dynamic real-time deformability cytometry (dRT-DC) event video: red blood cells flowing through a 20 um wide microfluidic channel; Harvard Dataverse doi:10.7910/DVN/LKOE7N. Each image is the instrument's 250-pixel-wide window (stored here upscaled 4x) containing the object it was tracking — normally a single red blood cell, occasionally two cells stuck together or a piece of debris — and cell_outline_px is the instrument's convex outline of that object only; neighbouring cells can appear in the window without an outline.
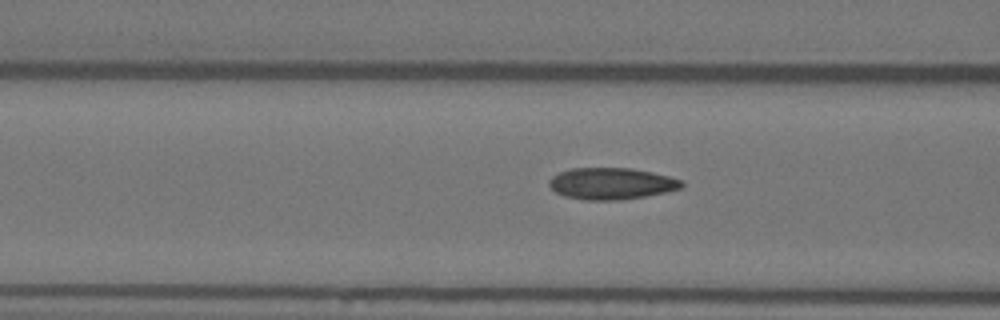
{"species": "Egyptian fruit bat (a non-hibernating species)", "species_latin": "Rousettus aegyptiacus", "temperature_condition": "warm", "stored_images_in_passage": 53, "camera_frame_rate_fps": 3000, "um_per_image_px": 0.085, "animal": {"sex": "female"}, "frame": {"image": 1, "passage_image": 21, "time_ms": 6.667, "image_size_px": [1000, 320], "cell_outline_px": [[684, 184], [680, 188], [664, 192], [644, 196], [620, 200], [584, 200], [564, 196], [556, 192], [548, 184], [548, 180], [552, 176], [560, 172], [572, 168], [632, 168], [652, 172], [668, 176], [680, 180]], "centroid_in_image_um": [51.93, 15.6], "position_along_channel_um": 114.7, "area_um2": 24.28}}
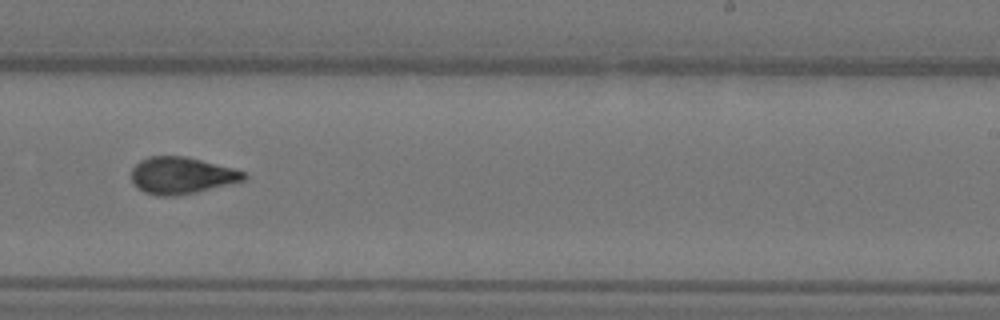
{"frame": {"image": 2, "passage_image": 34, "time_ms": 11.0, "image_size_px": [1000, 320], "cell_outline_px": [[248, 176], [244, 180], [196, 192], [176, 196], [156, 196], [144, 192], [136, 188], [132, 180], [132, 168], [140, 160], [148, 156], [184, 156], [232, 168], [244, 172]], "centroid_in_image_um": [15.38, 14.92], "position_along_channel_um": 273.6, "area_um2": 23.99}}
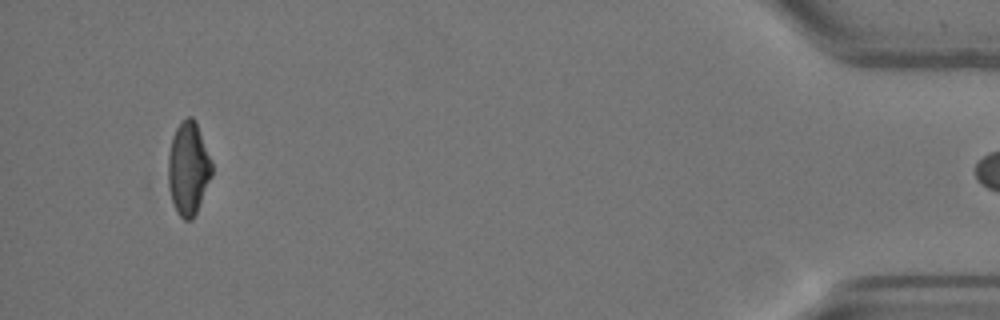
{"frame": {"image": 3, "passage_image": 52, "time_ms": 17.0, "image_size_px": [1000, 320], "cell_outline_px": [[212, 176], [196, 212], [192, 220], [184, 220], [176, 212], [172, 200], [168, 184], [168, 156], [172, 136], [176, 128], [188, 116], [192, 116], [196, 120], [212, 164]], "centroid_in_image_um": [16.0, 14.32], "position_along_channel_um": 419.2, "area_um2": 23.58}}